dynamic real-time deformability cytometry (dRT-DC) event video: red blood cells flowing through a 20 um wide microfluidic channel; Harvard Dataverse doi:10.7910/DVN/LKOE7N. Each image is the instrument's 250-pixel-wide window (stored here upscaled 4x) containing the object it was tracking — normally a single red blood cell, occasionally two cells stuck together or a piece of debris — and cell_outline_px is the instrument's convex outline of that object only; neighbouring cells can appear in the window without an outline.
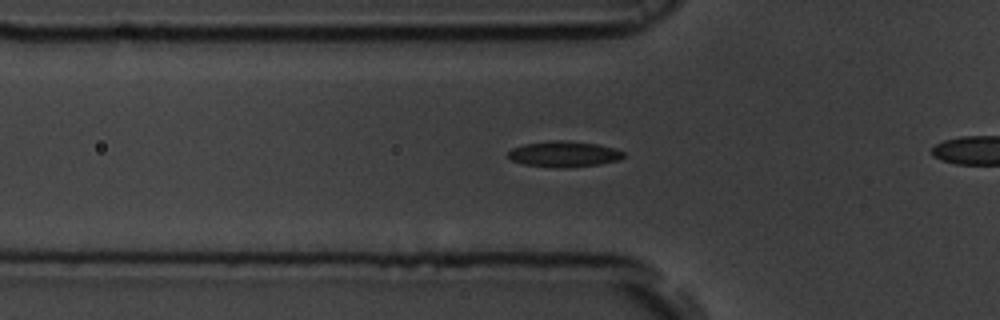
{"species": "common noctule bat (a hibernating species)", "species_latin": "Nyctalus noctula", "temperature_condition": "room temperature", "stored_images_in_passage": 44, "camera_frame_rate_fps": 3000, "um_per_image_px": 0.085, "animal": {"sex": "male", "body_mass_g": 19.5, "forearm_length_mm": 54.6}, "frame": {"image": 1, "passage_image": 18, "time_ms": 5.667, "image_size_px": [1000, 320], "cell_outline_px": [[624, 156], [620, 160], [600, 164], [556, 168], [524, 164], [512, 160], [508, 156], [508, 152], [512, 148], [524, 144], [552, 140], [568, 140], [596, 144], [612, 148], [624, 152]], "centroid_in_image_um": [47.92, 13.09], "position_along_channel_um": 77.9, "area_um2": 17.22}}
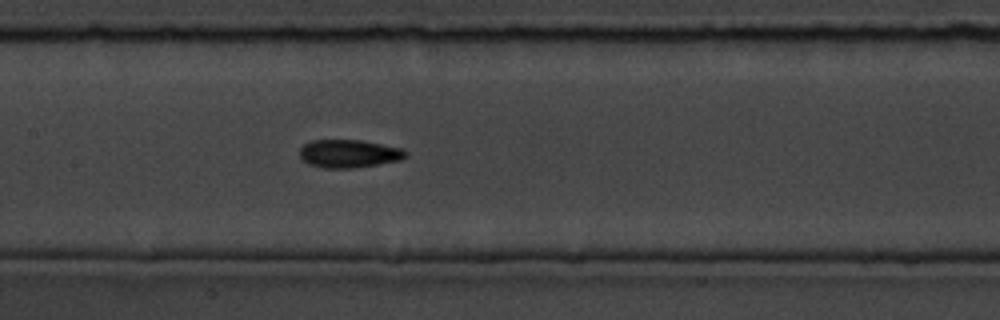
{"frame": {"image": 2, "passage_image": 26, "time_ms": 8.333, "image_size_px": [1000, 320], "cell_outline_px": [[408, 156], [400, 160], [352, 168], [324, 168], [308, 164], [300, 156], [300, 148], [304, 144], [312, 140], [360, 140], [400, 148], [408, 152]], "centroid_in_image_um": [29.64, 13.06], "position_along_channel_um": 177.8, "area_um2": 17.17}}
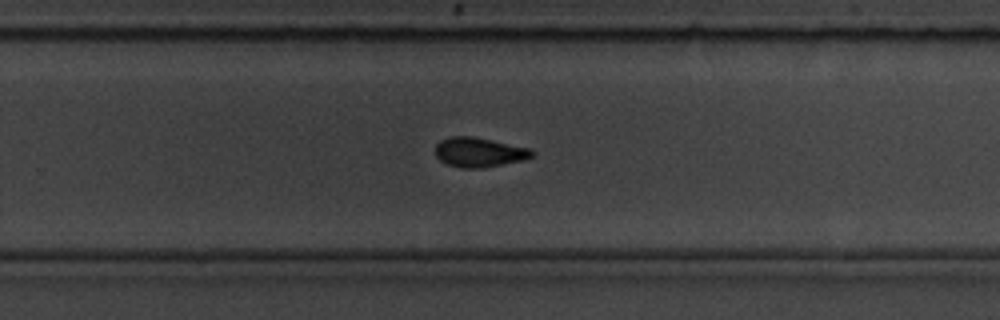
{"frame": {"image": 3, "passage_image": 35, "time_ms": 11.333, "image_size_px": [1000, 320], "cell_outline_px": [[536, 152], [532, 156], [524, 160], [480, 168], [460, 168], [448, 164], [440, 160], [436, 156], [436, 144], [440, 140], [448, 136], [472, 136], [532, 148]], "centroid_in_image_um": [40.74, 12.93], "position_along_channel_um": 289.1, "area_um2": 16.76}}